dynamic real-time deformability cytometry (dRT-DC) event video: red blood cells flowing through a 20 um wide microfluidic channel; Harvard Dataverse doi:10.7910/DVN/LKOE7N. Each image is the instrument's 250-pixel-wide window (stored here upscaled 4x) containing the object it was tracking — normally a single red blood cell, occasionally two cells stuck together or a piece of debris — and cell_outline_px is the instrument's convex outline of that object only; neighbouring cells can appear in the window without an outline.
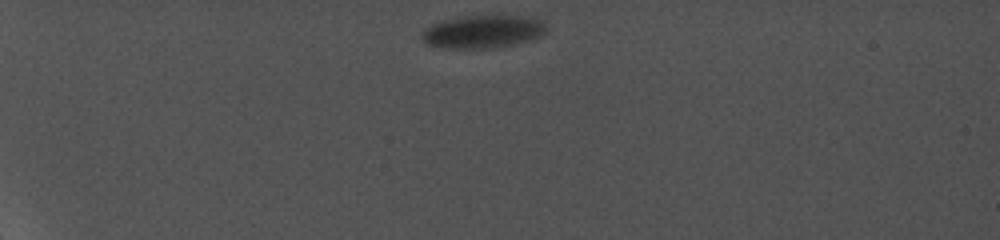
{"species": "common noctule bat (a hibernating species)", "species_latin": "Nyctalus noctula", "temperature_condition": "cold", "stored_images_in_passage": 36, "camera_frame_rate_fps": 5000, "um_per_image_px": 0.085, "animal": {"sex": "female", "body_mass_g": 19.0, "forearm_length_mm": 56.7}, "frame": {"image": 1, "passage_image": 1, "time_ms": 0.0, "image_size_px": [1000, 240], "cell_outline_px": [[548, 32], [540, 36], [528, 40], [512, 44], [492, 48], [440, 48], [428, 44], [420, 36], [432, 24], [444, 20], [468, 16], [520, 16], [544, 20], [548, 28]], "centroid_in_image_um": [41.09, 2.69], "position_along_channel_um": 43.9, "area_um2": 23.64}}
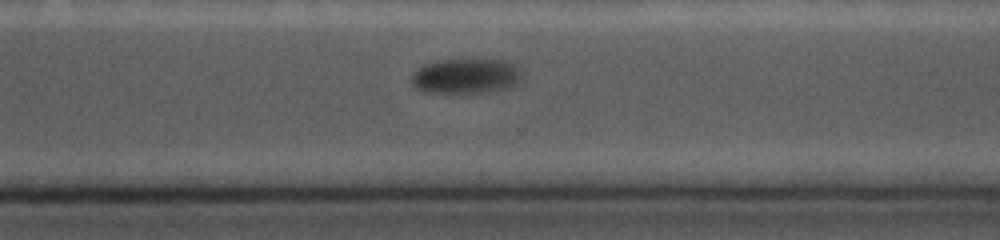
{"frame": {"image": 2, "passage_image": 31, "time_ms": 10.2, "image_size_px": [1000, 240], "cell_outline_px": [[524, 76], [512, 88], [484, 92], [424, 92], [416, 88], [412, 84], [412, 76], [424, 64], [440, 60], [504, 60], [520, 68]], "centroid_in_image_um": [39.66, 6.47], "position_along_channel_um": 330.9, "area_um2": 22.43}}
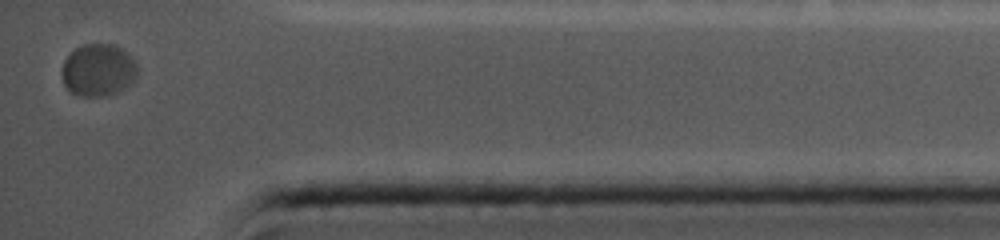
{"frame": {"image": 3, "passage_image": 36, "time_ms": 13.0, "image_size_px": [1000, 240], "cell_outline_px": [[136, 80], [124, 88], [116, 92], [104, 96], [80, 96], [72, 92], [64, 84], [60, 76], [60, 72], [64, 60], [76, 48], [84, 44], [116, 44], [124, 48], [136, 60]], "centroid_in_image_um": [8.36, 5.94], "position_along_channel_um": 426.8, "area_um2": 23.35}, "authors_computed_cell_mechanics": {"area_um2": 25.1141, "velocity_mm_per_s": 3.5973, "shape_relaxation_time_tau1_ms": 1.3197, "shape_relaxation_time_tau2_ms": null, "deformation_change_tau1": 0.0373, "deformation_change_tau2": null}}